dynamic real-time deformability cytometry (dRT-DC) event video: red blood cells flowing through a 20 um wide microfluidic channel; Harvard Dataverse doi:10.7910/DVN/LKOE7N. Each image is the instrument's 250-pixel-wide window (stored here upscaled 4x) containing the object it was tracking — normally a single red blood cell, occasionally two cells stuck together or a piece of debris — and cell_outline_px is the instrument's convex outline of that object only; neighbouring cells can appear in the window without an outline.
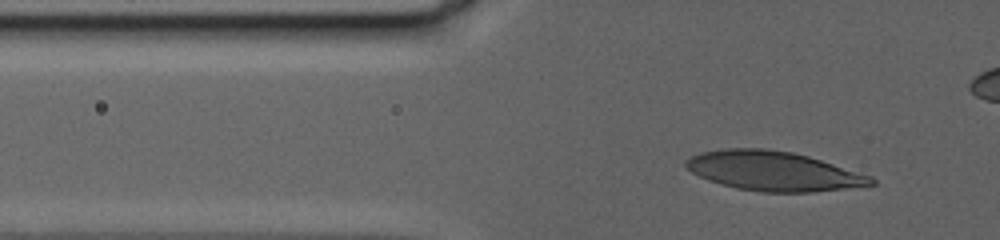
{"species": "human", "species_latin": "Homo sapiens", "temperature_condition": "warm", "stored_images_in_passage": 96, "camera_frame_rate_fps": 3000, "um_per_image_px": 0.085, "donor": {"sex": "female"}, "frame": {"image": 1, "passage_image": 33, "time_ms": 10.667, "image_size_px": [1000, 240], "cell_outline_px": [[876, 184], [812, 192], [760, 192], [736, 188], [720, 184], [708, 180], [684, 168], [684, 160], [700, 152], [724, 148], [764, 148], [792, 152], [808, 156], [872, 176], [876, 180]], "centroid_in_image_um": [65.69, 14.53], "position_along_channel_um": 60.1, "area_um2": 42.6}}
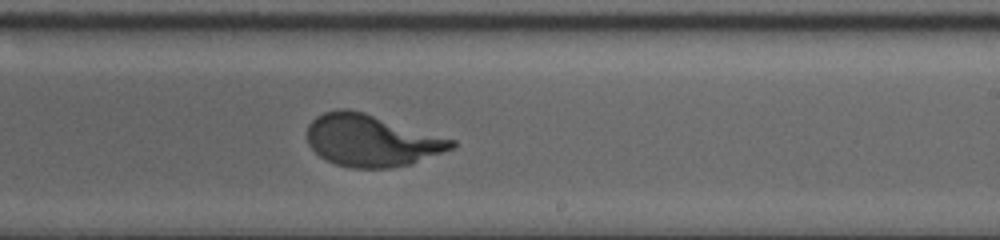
{"frame": {"image": 2, "passage_image": 69, "time_ms": 22.667, "image_size_px": [1000, 240], "cell_outline_px": [[456, 144], [452, 148], [412, 164], [392, 168], [352, 168], [336, 164], [320, 156], [308, 144], [308, 124], [316, 116], [324, 112], [340, 108], [348, 108], [364, 112], [456, 140]], "centroid_in_image_um": [31.57, 11.94], "position_along_channel_um": 257.4, "area_um2": 43.58}}
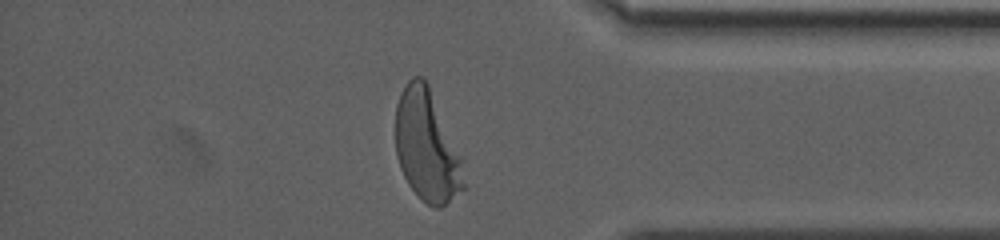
{"frame": {"image": 3, "passage_image": 93, "time_ms": 30.667, "image_size_px": [1000, 240], "cell_outline_px": [[464, 188], [440, 208], [436, 208], [428, 204], [408, 184], [400, 168], [396, 156], [396, 104], [400, 92], [408, 80], [412, 76], [424, 76], [428, 84], [460, 156], [464, 184]], "centroid_in_image_um": [36.24, 12.37], "position_along_channel_um": 399.0, "area_um2": 43.52}}